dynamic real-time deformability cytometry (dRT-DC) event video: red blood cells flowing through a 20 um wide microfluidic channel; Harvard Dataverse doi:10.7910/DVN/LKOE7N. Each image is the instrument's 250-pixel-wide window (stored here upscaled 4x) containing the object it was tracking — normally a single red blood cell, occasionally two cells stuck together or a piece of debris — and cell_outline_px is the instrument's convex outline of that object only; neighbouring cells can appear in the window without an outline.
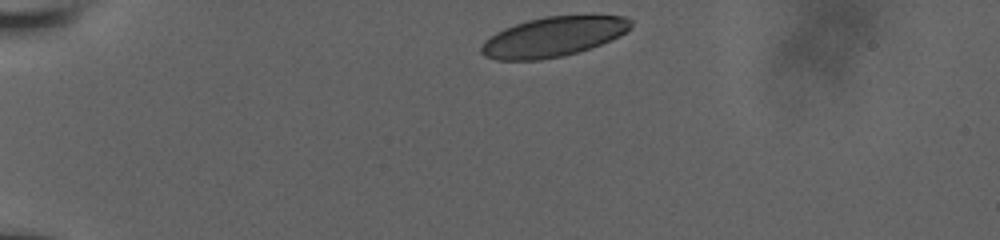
{"species": "human", "species_latin": "Homo sapiens", "temperature_condition": "room temperature", "stored_images_in_passage": 38, "camera_frame_rate_fps": 3000, "um_per_image_px": 0.085, "donor": {"sex": "male"}, "frame": {"image": 1, "passage_image": 1, "time_ms": 0.0, "image_size_px": [1000, 240], "cell_outline_px": [[632, 24], [620, 36], [600, 44], [564, 56], [540, 60], [496, 60], [484, 56], [480, 52], [480, 48], [484, 40], [496, 32], [504, 28], [528, 20], [544, 16], [624, 16], [632, 20]], "centroid_in_image_um": [46.97, 3.14], "position_along_channel_um": 38.0, "area_um2": 34.45}}
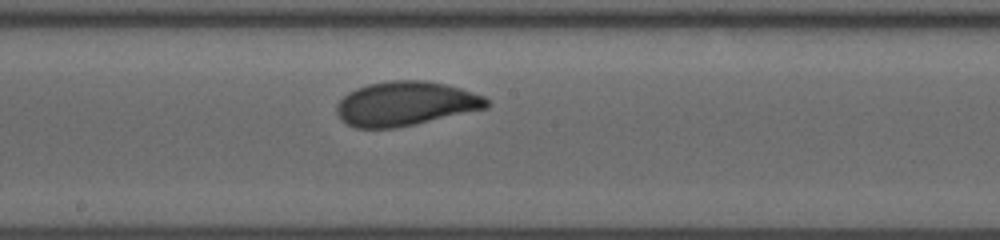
{"frame": {"image": 2, "passage_image": 22, "time_ms": 6.333, "image_size_px": [1000, 240], "cell_outline_px": [[488, 108], [416, 124], [396, 128], [356, 128], [340, 120], [336, 112], [336, 104], [348, 92], [356, 88], [368, 84], [392, 80], [424, 80], [444, 84], [460, 88], [484, 96], [488, 100]], "centroid_in_image_um": [34.45, 8.82], "position_along_channel_um": 213.8, "area_um2": 38.78}}
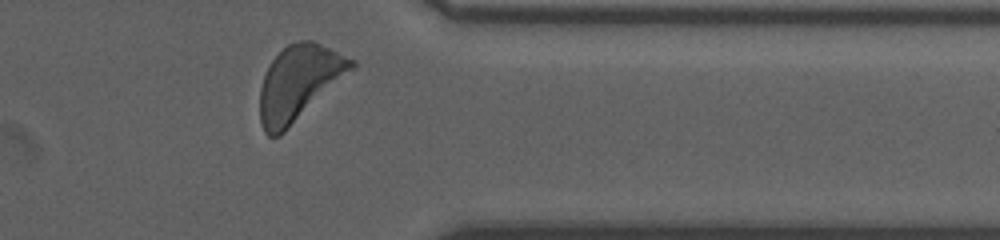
{"frame": {"image": 3, "passage_image": 36, "time_ms": 11.0, "image_size_px": [1000, 240], "cell_outline_px": [[356, 68], [280, 136], [268, 136], [264, 132], [260, 120], [260, 88], [264, 76], [272, 60], [288, 44], [300, 40], [312, 40], [356, 60]], "centroid_in_image_um": [25.44, 7.05], "position_along_channel_um": 386.0, "area_um2": 40.0}, "authors_computed_cell_mechanics": {"area_um2": 38.1191, "velocity_mm_per_s": 3.8191, "shape_relaxation_time_tau1_ms": 3.4932, "shape_relaxation_time_tau2_ms": null, "deformation_change_tau1": 0.1296, "deformation_change_tau2": null}}